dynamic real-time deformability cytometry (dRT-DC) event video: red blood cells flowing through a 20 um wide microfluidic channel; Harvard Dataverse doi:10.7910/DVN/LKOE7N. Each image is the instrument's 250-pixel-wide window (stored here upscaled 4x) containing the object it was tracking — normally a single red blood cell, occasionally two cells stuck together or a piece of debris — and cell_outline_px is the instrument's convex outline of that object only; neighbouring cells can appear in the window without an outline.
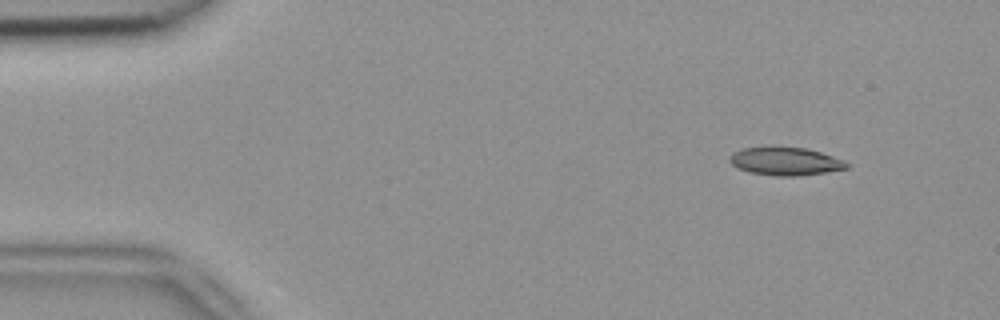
{"species": "common noctule bat (a hibernating species)", "species_latin": "Nyctalus noctula", "temperature_condition": "room temperature", "stored_images_in_passage": 5, "camera_frame_rate_fps": 3000, "um_per_image_px": 0.085, "animal": {"sex": "female", "body_mass_g": 18.4}, "frame": {"image": 1, "passage_image": 1, "time_ms": 0.0, "image_size_px": [1000, 320], "cell_outline_px": [[848, 168], [824, 172], [796, 176], [776, 176], [752, 172], [740, 168], [732, 164], [728, 160], [728, 156], [732, 152], [744, 148], [772, 144], [804, 148], [820, 152], [844, 160], [848, 164]], "centroid_in_image_um": [66.7, 13.66], "position_along_channel_um": 18.3, "area_um2": 19.48}}